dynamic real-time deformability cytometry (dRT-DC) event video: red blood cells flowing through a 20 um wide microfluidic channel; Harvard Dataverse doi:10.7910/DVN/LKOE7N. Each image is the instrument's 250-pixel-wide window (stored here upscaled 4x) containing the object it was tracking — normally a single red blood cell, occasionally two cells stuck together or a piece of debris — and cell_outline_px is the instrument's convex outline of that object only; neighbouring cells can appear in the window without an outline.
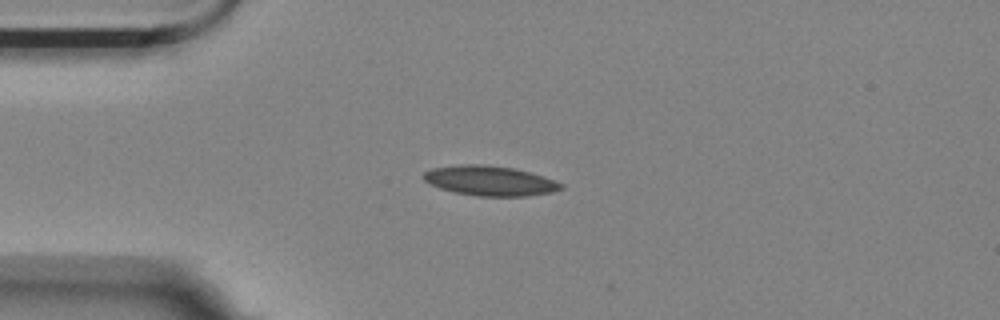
{"species": "Egyptian fruit bat (a non-hibernating species)", "species_latin": "Rousettus aegyptiacus", "temperature_condition": "room temperature", "stored_images_in_passage": 3, "camera_frame_rate_fps": 3000, "um_per_image_px": 0.085, "animal": {"sex": "female"}, "frame": {"image": 1, "passage_image": 1, "time_ms": 0.0, "image_size_px": [1000, 320], "cell_outline_px": [[564, 188], [552, 192], [528, 196], [476, 196], [456, 192], [440, 188], [424, 180], [420, 176], [424, 172], [432, 168], [460, 164], [484, 164], [512, 168], [528, 172], [564, 184]], "centroid_in_image_um": [41.61, 15.36], "position_along_channel_um": 43.4, "area_um2": 23.76}}